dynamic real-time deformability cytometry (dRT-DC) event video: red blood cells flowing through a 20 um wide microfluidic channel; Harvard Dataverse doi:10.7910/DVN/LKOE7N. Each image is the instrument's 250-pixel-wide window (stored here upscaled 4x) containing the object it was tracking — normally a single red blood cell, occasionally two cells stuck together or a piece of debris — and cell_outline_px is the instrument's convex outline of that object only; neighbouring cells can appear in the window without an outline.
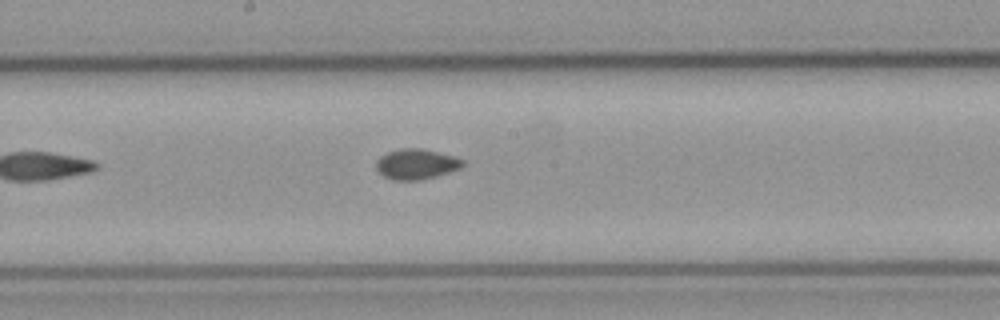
{"species": "common noctule bat (a hibernating species)", "species_latin": "Nyctalus noctula", "temperature_condition": "cold", "stored_images_in_passage": 6, "camera_frame_rate_fps": 3000, "um_per_image_px": 0.085, "animal": {"sex": "male", "body_mass_g": 23.1, "forearm_length_mm": 52.7}, "frame": {"image": 1, "passage_image": 6, "time_ms": 6.0, "image_size_px": [1000, 320], "cell_outline_px": [[464, 164], [460, 168], [436, 176], [420, 180], [392, 180], [384, 176], [376, 168], [376, 160], [380, 156], [388, 152], [400, 148], [420, 148], [456, 156], [464, 160]], "centroid_in_image_um": [35.38, 13.94], "position_along_channel_um": 212.8, "area_um2": 15.32}}